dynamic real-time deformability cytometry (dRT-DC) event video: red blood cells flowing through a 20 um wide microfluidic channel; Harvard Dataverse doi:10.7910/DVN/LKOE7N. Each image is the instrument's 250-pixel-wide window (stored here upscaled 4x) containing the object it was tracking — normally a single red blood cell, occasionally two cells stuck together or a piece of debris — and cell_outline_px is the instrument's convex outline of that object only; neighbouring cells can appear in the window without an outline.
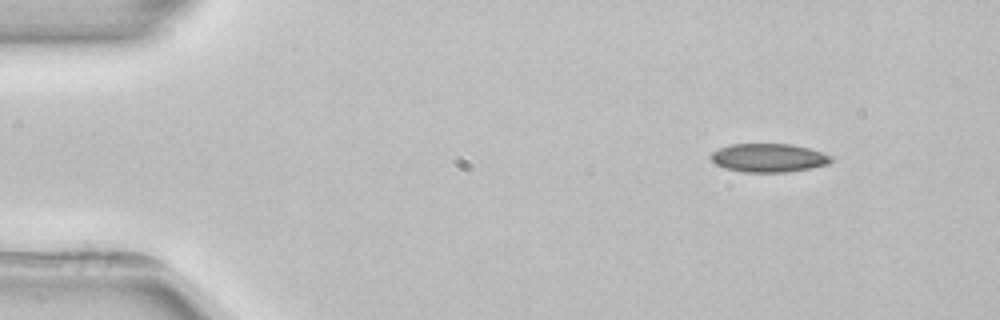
{"species": "common noctule bat (a hibernating species)", "species_latin": "Nyctalus noctula", "temperature_condition": "room temperature", "stored_images_in_passage": 3, "camera_frame_rate_fps": 3000, "um_per_image_px": 0.085, "animal": {"sex": "female", "body_mass_g": 22.7, "forearm_length_mm": 54.2}, "frame": {"image": 1, "passage_image": 1, "time_ms": 0.0, "image_size_px": [1000, 320], "cell_outline_px": [[832, 160], [828, 164], [812, 168], [788, 172], [744, 172], [724, 168], [716, 164], [708, 156], [712, 152], [720, 148], [732, 144], [792, 144], [808, 148], [832, 156]], "centroid_in_image_um": [65.32, 13.42], "position_along_channel_um": 19.7, "area_um2": 20.0}}